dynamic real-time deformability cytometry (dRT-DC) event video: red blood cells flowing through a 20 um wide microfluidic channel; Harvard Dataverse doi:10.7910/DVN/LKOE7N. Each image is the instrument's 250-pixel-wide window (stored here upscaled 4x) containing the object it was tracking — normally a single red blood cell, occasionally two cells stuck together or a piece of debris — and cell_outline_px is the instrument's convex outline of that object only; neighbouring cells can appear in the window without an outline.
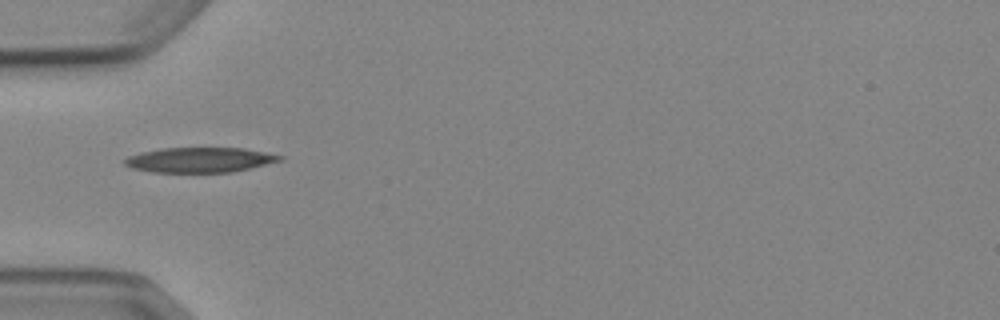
{"species": "Egyptian fruit bat (a non-hibernating species)", "species_latin": "Rousettus aegyptiacus", "temperature_condition": "cold", "stored_images_in_passage": 4, "camera_frame_rate_fps": 3000, "um_per_image_px": 0.085, "animal": {"sex": "female"}, "frame": {"image": 1, "passage_image": 1, "time_ms": 0.0, "image_size_px": [1000, 320], "cell_outline_px": [[284, 160], [232, 172], [152, 172], [132, 168], [124, 164], [124, 160], [128, 156], [140, 152], [160, 148], [244, 148], [284, 156]], "centroid_in_image_um": [16.98, 13.59], "position_along_channel_um": 68.0, "area_um2": 22.6}}
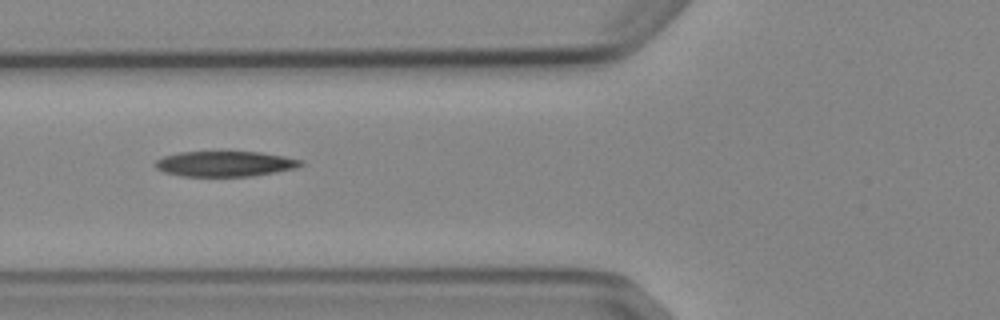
{"frame": {"image": 2, "passage_image": 2, "time_ms": 1.0, "image_size_px": [1000, 320], "cell_outline_px": [[304, 164], [296, 168], [276, 172], [252, 176], [180, 176], [164, 172], [156, 168], [152, 164], [156, 160], [164, 156], [180, 152], [260, 152], [284, 156], [304, 160]], "centroid_in_image_um": [19.13, 13.92], "position_along_channel_um": 106.7, "area_um2": 21.62}}